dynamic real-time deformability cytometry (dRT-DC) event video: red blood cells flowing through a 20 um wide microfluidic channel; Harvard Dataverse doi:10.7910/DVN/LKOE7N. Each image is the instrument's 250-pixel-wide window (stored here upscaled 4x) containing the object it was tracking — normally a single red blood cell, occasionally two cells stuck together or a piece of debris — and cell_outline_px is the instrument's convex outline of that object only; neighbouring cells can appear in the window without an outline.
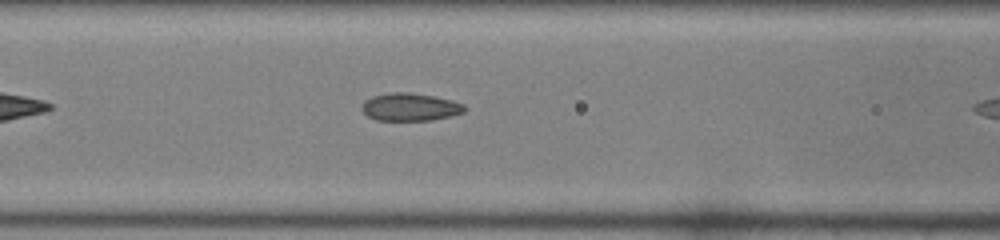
{"species": "common noctule bat (a hibernating species)", "species_latin": "Nyctalus noctula", "temperature_condition": "room temperature", "stored_images_in_passage": 10, "camera_frame_rate_fps": 3000, "um_per_image_px": 0.085, "animal": {"sex": "female", "body_mass_g": 22.0, "forearm_length_mm": 56.7}, "frame": {"image": 1, "passage_image": 9, "time_ms": 2.667, "image_size_px": [1000, 240], "cell_outline_px": [[468, 108], [464, 112], [432, 120], [376, 120], [368, 116], [360, 108], [364, 100], [372, 96], [388, 92], [408, 92], [436, 96], [452, 100], [464, 104]], "centroid_in_image_um": [34.85, 9.08], "position_along_channel_um": 131.7, "area_um2": 16.76}}